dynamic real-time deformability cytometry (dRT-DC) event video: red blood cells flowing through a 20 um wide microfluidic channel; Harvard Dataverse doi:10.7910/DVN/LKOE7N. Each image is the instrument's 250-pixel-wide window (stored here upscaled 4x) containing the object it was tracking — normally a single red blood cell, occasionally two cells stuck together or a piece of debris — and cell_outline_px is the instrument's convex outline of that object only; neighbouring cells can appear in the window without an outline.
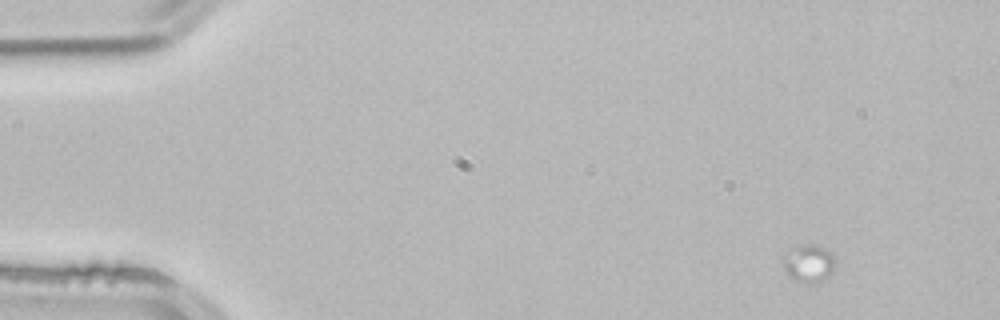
{"species": "common noctule bat (a hibernating species)", "species_latin": "Nyctalus noctula", "temperature_condition": "room temperature", "stored_images_in_passage": 5, "camera_frame_rate_fps": 3000, "um_per_image_px": 0.085, "animal": {"sex": "male", "body_mass_g": 21.5, "forearm_length_mm": 52.0}, "frame": {"image": 1, "passage_image": 1, "time_ms": 0.0, "image_size_px": [1000, 320], "cell_outline_px": [[836, 268], [820, 284], [808, 284], [796, 280], [788, 276], [784, 268], [780, 256], [796, 248], [808, 244], [824, 248], [832, 252], [836, 260]], "centroid_in_image_um": [68.77, 22.44], "position_along_channel_um": 16.2, "area_um2": 11.73}}